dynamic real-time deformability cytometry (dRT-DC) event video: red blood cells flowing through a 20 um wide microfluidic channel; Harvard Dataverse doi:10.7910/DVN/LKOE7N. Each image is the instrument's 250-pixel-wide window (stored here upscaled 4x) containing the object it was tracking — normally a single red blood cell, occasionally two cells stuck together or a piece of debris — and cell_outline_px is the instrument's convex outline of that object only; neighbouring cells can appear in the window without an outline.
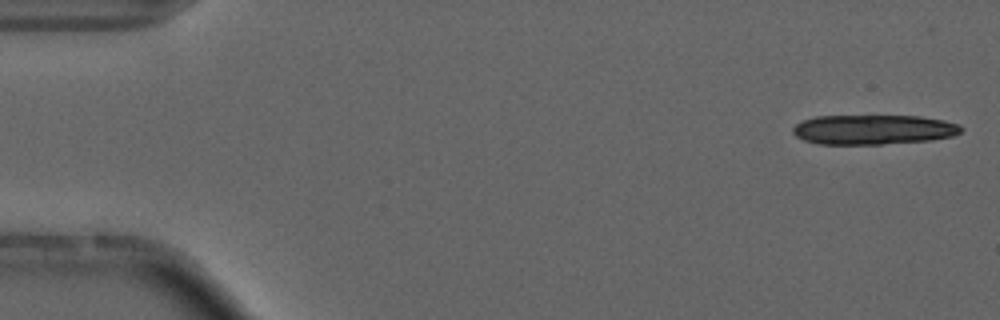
{"species": "common noctule bat (a hibernating species)", "species_latin": "Nyctalus noctula", "temperature_condition": "cold", "stored_images_in_passage": 14, "camera_frame_rate_fps": 3000, "um_per_image_px": 0.085, "animal": {"sex": "male", "forearm_length_mm": 52.5}, "frame": {"image": 1, "passage_image": 1, "time_ms": 0.0, "image_size_px": [1000, 320], "cell_outline_px": [[964, 128], [960, 132], [952, 136], [928, 140], [880, 144], [820, 144], [804, 140], [796, 136], [792, 132], [792, 128], [796, 124], [804, 120], [816, 116], [920, 116], [944, 120], [960, 124]], "centroid_in_image_um": [74.24, 11.01], "position_along_channel_um": 10.8, "area_um2": 29.07}}